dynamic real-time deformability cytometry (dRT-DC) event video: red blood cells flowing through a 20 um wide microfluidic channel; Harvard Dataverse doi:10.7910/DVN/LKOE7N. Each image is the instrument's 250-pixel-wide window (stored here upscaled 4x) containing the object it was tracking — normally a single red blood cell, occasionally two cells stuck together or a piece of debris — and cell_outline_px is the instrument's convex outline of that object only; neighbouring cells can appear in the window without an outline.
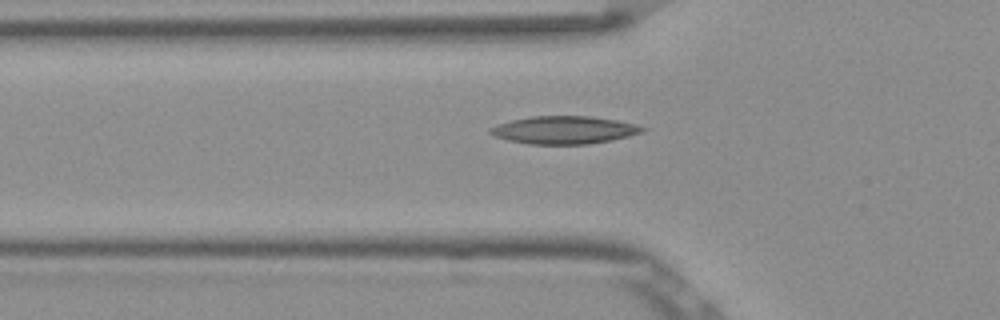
{"species": "Egyptian fruit bat (a non-hibernating species)", "species_latin": "Rousettus aegyptiacus", "temperature_condition": "room temperature", "stored_images_in_passage": 48, "camera_frame_rate_fps": 3000, "um_per_image_px": 0.085, "frame": {"image": 1, "passage_image": 18, "time_ms": 5.667, "image_size_px": [1000, 320], "cell_outline_px": [[648, 128], [640, 132], [628, 136], [612, 140], [588, 144], [528, 144], [508, 140], [492, 136], [488, 132], [488, 128], [512, 120], [532, 116], [592, 116], [616, 120], [636, 124]], "centroid_in_image_um": [47.93, 11.05], "position_along_channel_um": 77.9, "area_um2": 24.62}}
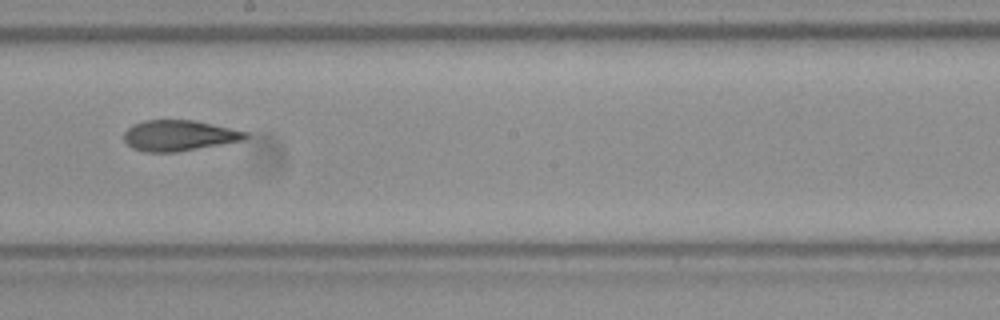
{"frame": {"image": 2, "passage_image": 30, "time_ms": 9.667, "image_size_px": [1000, 320], "cell_outline_px": [[248, 136], [244, 140], [176, 152], [144, 152], [132, 148], [124, 140], [124, 132], [132, 124], [144, 120], [196, 120], [248, 132]], "centroid_in_image_um": [15.2, 11.51], "position_along_channel_um": 233.0, "area_um2": 21.79}}
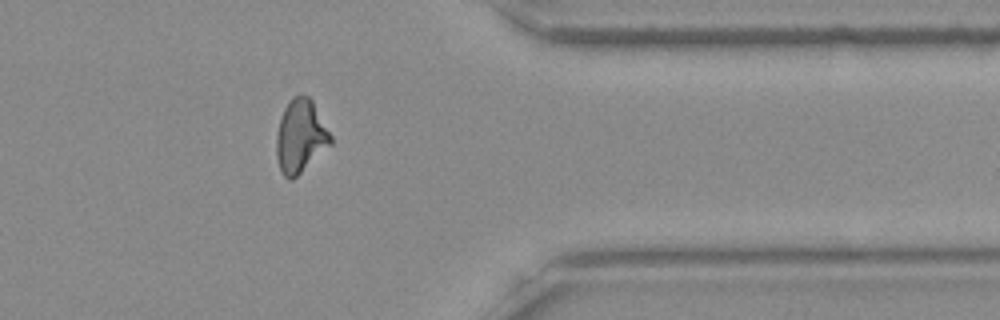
{"frame": {"image": 3, "passage_image": 43, "time_ms": 14.0, "image_size_px": [1000, 320], "cell_outline_px": [[332, 144], [292, 180], [288, 180], [280, 172], [276, 156], [276, 136], [280, 120], [284, 108], [288, 100], [292, 96], [308, 96], [312, 100], [332, 136]], "centroid_in_image_um": [25.53, 11.6], "position_along_channel_um": 385.9, "area_um2": 23.12}}